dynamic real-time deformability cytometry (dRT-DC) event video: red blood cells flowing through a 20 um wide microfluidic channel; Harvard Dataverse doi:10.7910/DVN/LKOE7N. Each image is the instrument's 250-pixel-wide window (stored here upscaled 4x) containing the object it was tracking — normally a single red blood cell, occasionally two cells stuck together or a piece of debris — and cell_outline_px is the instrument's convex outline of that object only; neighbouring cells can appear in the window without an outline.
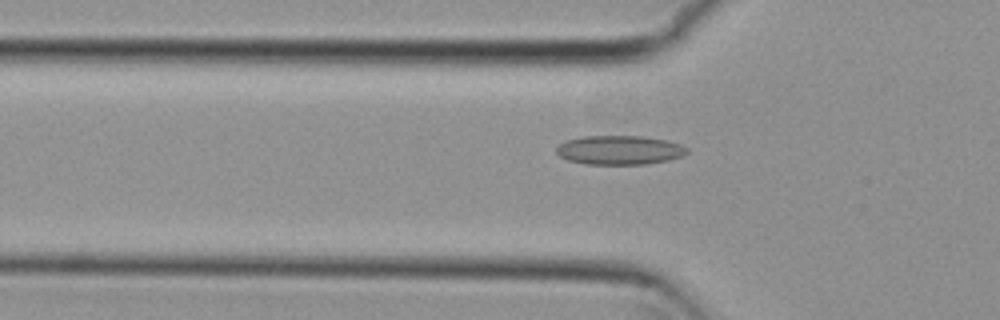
{"species": "common noctule bat (a hibernating species)", "species_latin": "Nyctalus noctula", "temperature_condition": "cold", "stored_images_in_passage": 51, "camera_frame_rate_fps": 3000, "um_per_image_px": 0.085, "animal": {"sex": "female", "body_mass_g": 29.2, "forearm_length_mm": 56.3}, "frame": {"image": 1, "passage_image": 14, "time_ms": 4.333, "image_size_px": [1000, 320], "cell_outline_px": [[688, 152], [680, 156], [668, 160], [644, 164], [584, 164], [568, 160], [560, 156], [556, 152], [556, 148], [560, 144], [568, 140], [584, 136], [640, 136], [664, 140], [680, 144], [688, 148]], "centroid_in_image_um": [52.64, 12.76], "position_along_channel_um": 73.2, "area_um2": 21.91}}
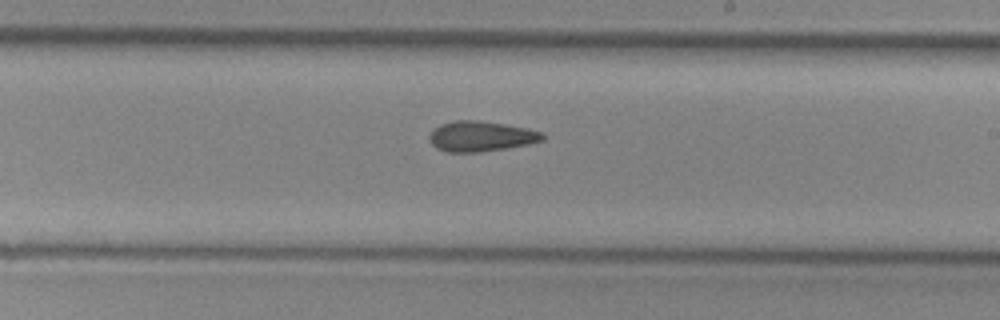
{"frame": {"image": 2, "passage_image": 28, "time_ms": 9.0, "image_size_px": [1000, 320], "cell_outline_px": [[544, 140], [528, 144], [480, 152], [448, 152], [436, 148], [432, 144], [428, 136], [440, 124], [452, 120], [476, 120], [504, 124], [528, 128], [540, 132], [544, 136]], "centroid_in_image_um": [40.86, 11.58], "position_along_channel_um": 248.1, "area_um2": 19.83}}
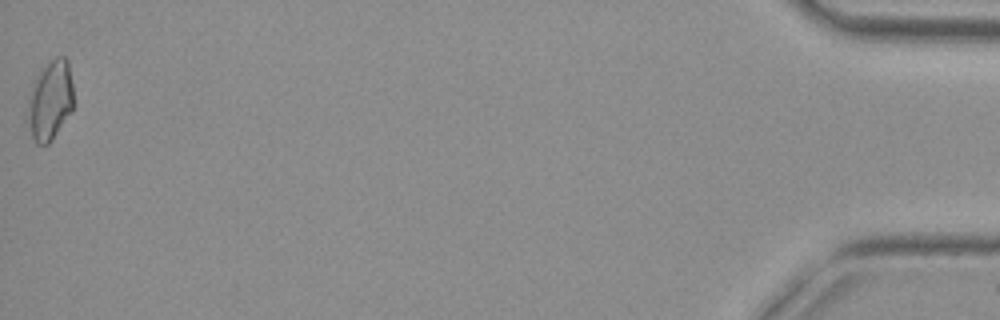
{"frame": {"image": 3, "passage_image": 51, "time_ms": 16.667, "image_size_px": [1000, 320], "cell_outline_px": [[72, 112], [52, 140], [48, 144], [36, 144], [32, 136], [28, 108], [28, 100], [32, 80], [40, 68], [56, 56], [64, 56], [68, 60], [72, 84]], "centroid_in_image_um": [4.27, 8.48], "position_along_channel_um": 430.9, "area_um2": 21.33}, "authors_computed_cell_mechanics": {"area_um2": 19.941, "velocity_mm_per_s": 3.7418, "shape_relaxation_time_tau1_ms": null, "shape_relaxation_time_tau2_ms": 5.2948, "deformation_change_tau1": null, "deformation_change_tau2": 0.1267}}